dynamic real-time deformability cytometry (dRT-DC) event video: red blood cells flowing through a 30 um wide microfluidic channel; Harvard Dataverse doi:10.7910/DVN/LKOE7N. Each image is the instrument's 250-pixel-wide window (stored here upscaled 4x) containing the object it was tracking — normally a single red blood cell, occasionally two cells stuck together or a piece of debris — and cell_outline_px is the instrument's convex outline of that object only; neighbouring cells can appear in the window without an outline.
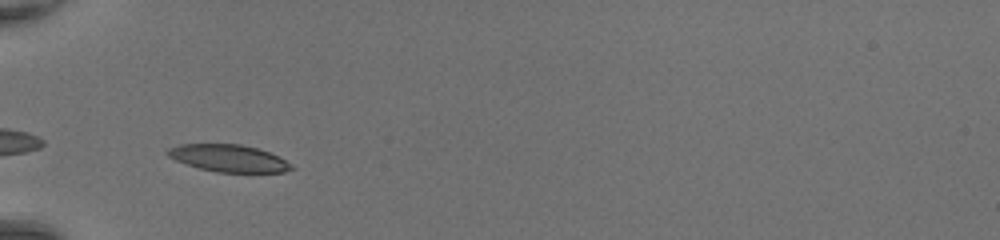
{"species": "common noctule bat (a hibernating species)", "species_latin": "Nyctalus noctula", "temperature_condition": "room temperature", "stored_images_in_passage": 12, "camera_frame_rate_fps": 3000, "um_per_image_px": 0.085, "animal": {"sex": "female", "body_mass_g": 20.0, "forearm_length_mm": 54.0}, "frame": {"image": 1, "passage_image": 1, "time_ms": 0.0, "image_size_px": [1000, 240], "cell_outline_px": [[296, 168], [284, 172], [216, 172], [200, 168], [176, 160], [168, 156], [164, 152], [168, 148], [180, 144], [240, 144], [256, 148], [280, 156], [292, 164]], "centroid_in_image_um": [19.46, 13.45], "position_along_channel_um": 65.5, "area_um2": 19.59}}
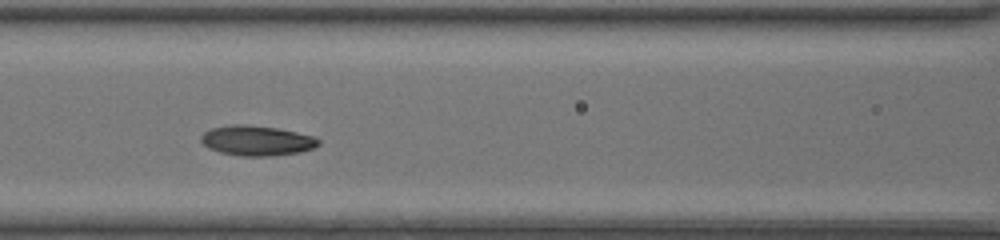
{"frame": {"image": 2, "passage_image": 7, "time_ms": 2.0, "image_size_px": [1000, 240], "cell_outline_px": [[320, 144], [312, 148], [300, 152], [272, 156], [240, 156], [220, 152], [208, 148], [200, 140], [200, 136], [204, 132], [212, 128], [232, 124], [244, 124], [276, 128], [296, 132], [312, 136], [320, 140]], "centroid_in_image_um": [21.8, 11.95], "position_along_channel_um": 144.8, "area_um2": 20.52}}
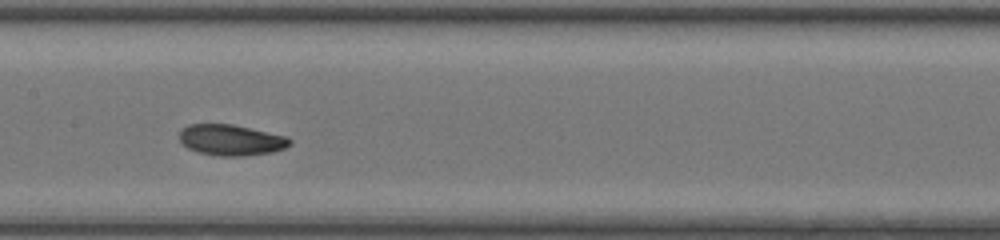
{"frame": {"image": 3, "passage_image": 10, "time_ms": 3.0, "image_size_px": [1000, 240], "cell_outline_px": [[292, 144], [284, 148], [272, 152], [244, 156], [220, 156], [200, 152], [188, 148], [180, 140], [180, 132], [188, 124], [232, 124], [288, 136], [292, 140]], "centroid_in_image_um": [19.69, 11.9], "position_along_channel_um": 187.7, "area_um2": 19.83}}